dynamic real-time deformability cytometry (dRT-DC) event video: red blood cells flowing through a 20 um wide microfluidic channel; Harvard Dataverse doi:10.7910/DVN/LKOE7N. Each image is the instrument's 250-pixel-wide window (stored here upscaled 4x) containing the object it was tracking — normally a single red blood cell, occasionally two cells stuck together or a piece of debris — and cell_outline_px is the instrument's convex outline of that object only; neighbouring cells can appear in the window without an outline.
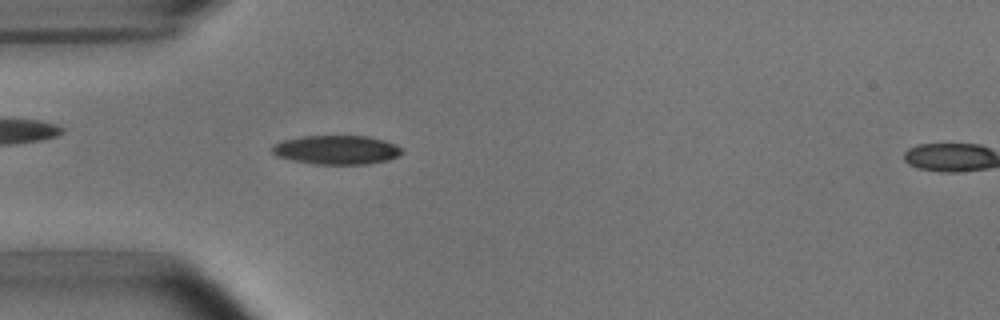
{"species": "common noctule bat (a hibernating species)", "species_latin": "Nyctalus noctula", "temperature_condition": "room temperature", "stored_images_in_passage": 9, "camera_frame_rate_fps": 3000, "um_per_image_px": 0.085, "animal": {"sex": "male", "body_mass_g": 15.6}, "frame": {"image": 1, "passage_image": 7, "time_ms": 2.0, "image_size_px": [1000, 320], "cell_outline_px": [[404, 152], [388, 160], [368, 164], [316, 164], [292, 160], [276, 156], [272, 152], [272, 148], [276, 144], [284, 140], [304, 136], [368, 136], [384, 140], [396, 144], [404, 148]], "centroid_in_image_um": [28.66, 12.74], "position_along_channel_um": 56.3, "area_um2": 21.91}}